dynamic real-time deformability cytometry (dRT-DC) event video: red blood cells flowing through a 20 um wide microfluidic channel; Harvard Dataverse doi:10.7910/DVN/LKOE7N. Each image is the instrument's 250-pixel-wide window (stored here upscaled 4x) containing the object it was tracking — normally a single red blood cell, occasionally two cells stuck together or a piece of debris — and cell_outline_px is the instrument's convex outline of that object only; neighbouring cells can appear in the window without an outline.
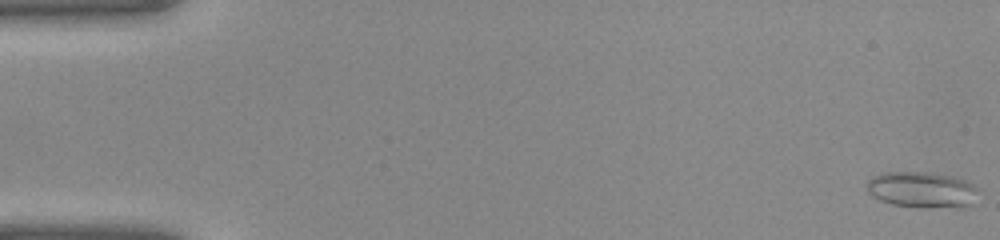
{"species": "common noctule bat (a hibernating species)", "species_latin": "Nyctalus noctula", "temperature_condition": "warm", "stored_images_in_passage": 42, "segment_of_instrument_passage": [1, 2], "camera_frame_rate_fps": 3000, "um_per_image_px": 0.085, "animal": {"sex": "female", "body_mass_g": 22.0, "forearm_length_mm": 56.7}, "frame": {"image": 1, "passage_image": 1, "time_ms": 0.0, "image_size_px": [1000, 240], "cell_outline_px": [[976, 188], [972, 204], [960, 208], [920, 208], [892, 204], [880, 200], [872, 196], [868, 192], [868, 180], [872, 176], [884, 172], [932, 172], [952, 176], [968, 180]], "centroid_in_image_um": [78.36, 16.13], "position_along_channel_um": 6.6, "area_um2": 23.64}}
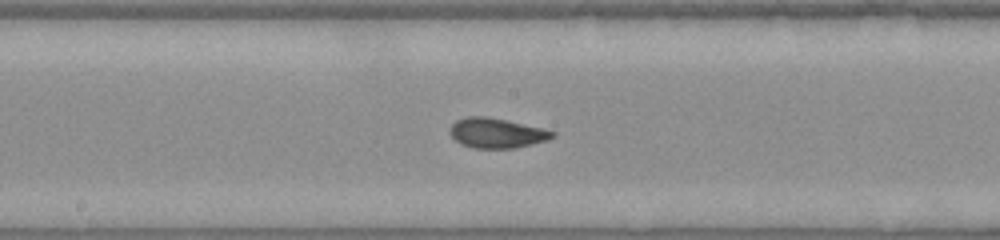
{"frame": {"image": 2, "passage_image": 22, "time_ms": 7.0, "image_size_px": [1000, 240], "cell_outline_px": [[556, 136], [548, 140], [532, 144], [512, 148], [472, 148], [460, 144], [448, 132], [448, 128], [456, 120], [468, 116], [484, 116], [544, 128], [556, 132]], "centroid_in_image_um": [42.2, 11.31], "position_along_channel_um": 206.0, "area_um2": 17.92}}
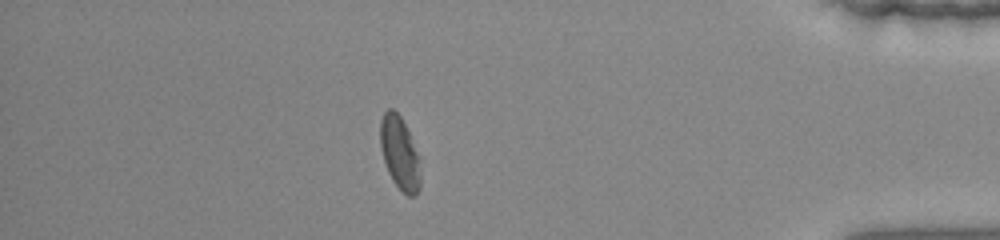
{"frame": {"image": 3, "passage_image": 36, "time_ms": 11.667, "image_size_px": [1000, 240], "cell_outline_px": [[420, 188], [416, 196], [408, 196], [400, 192], [392, 180], [388, 172], [380, 148], [380, 120], [384, 112], [388, 108], [392, 108], [400, 116], [420, 156]], "centroid_in_image_um": [33.98, 13.06], "position_along_channel_um": 401.2, "area_um2": 17.4}}